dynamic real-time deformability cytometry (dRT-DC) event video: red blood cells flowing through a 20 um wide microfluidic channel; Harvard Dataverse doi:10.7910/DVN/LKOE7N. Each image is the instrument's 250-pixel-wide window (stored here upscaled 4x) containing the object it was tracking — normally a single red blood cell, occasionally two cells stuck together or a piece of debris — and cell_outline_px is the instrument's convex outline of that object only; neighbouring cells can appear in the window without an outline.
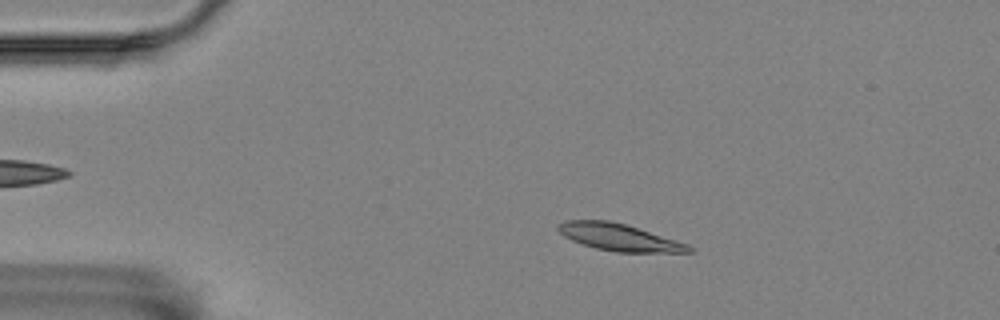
{"species": "Egyptian fruit bat (a non-hibernating species)", "species_latin": "Rousettus aegyptiacus", "temperature_condition": "room temperature", "stored_images_in_passage": 56, "camera_frame_rate_fps": 3000, "um_per_image_px": 0.085, "animal": {"sex": "female"}, "frame": {"image": 1, "passage_image": 10, "time_ms": 3.0, "image_size_px": [1000, 320], "cell_outline_px": [[692, 252], [616, 252], [596, 248], [572, 240], [564, 236], [556, 228], [556, 224], [564, 220], [608, 220], [624, 224], [676, 240], [688, 244], [692, 248]], "centroid_in_image_um": [52.58, 20.16], "position_along_channel_um": 32.4, "area_um2": 20.29}}
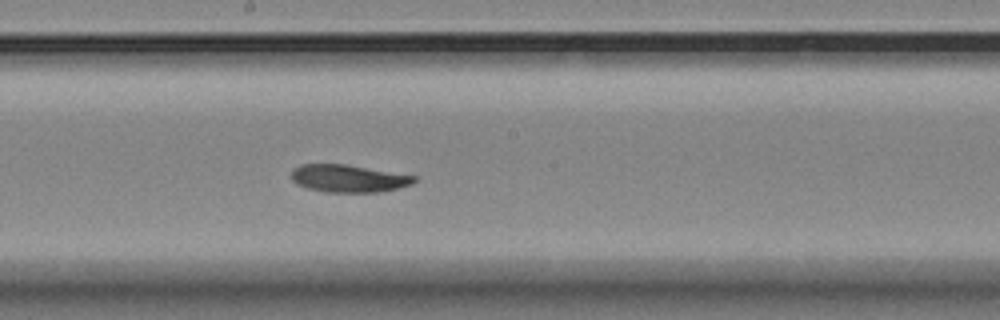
{"frame": {"image": 2, "passage_image": 30, "time_ms": 9.667, "image_size_px": [1000, 320], "cell_outline_px": [[416, 180], [412, 184], [400, 188], [380, 192], [324, 192], [308, 188], [296, 184], [292, 180], [292, 168], [300, 164], [344, 164], [416, 176]], "centroid_in_image_um": [29.6, 15.17], "position_along_channel_um": 218.6, "area_um2": 19.71}}
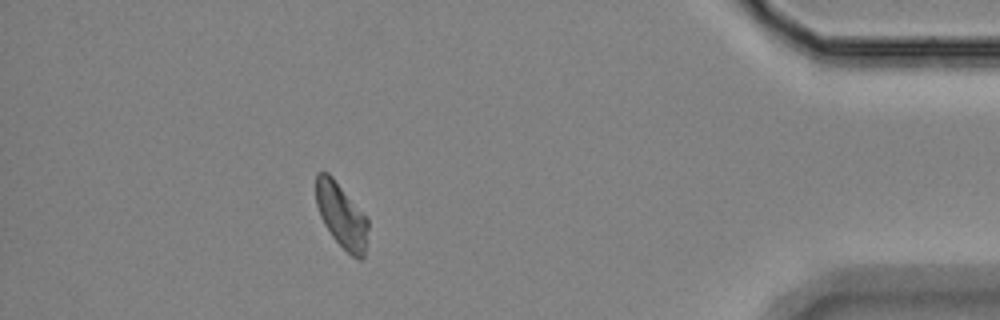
{"frame": {"image": 3, "passage_image": 50, "time_ms": 16.333, "image_size_px": [1000, 320], "cell_outline_px": [[368, 228], [364, 256], [360, 260], [352, 256], [332, 236], [324, 224], [320, 216], [316, 204], [316, 172], [328, 172], [332, 176], [368, 220]], "centroid_in_image_um": [29.0, 18.31], "position_along_channel_um": 406.2, "area_um2": 19.19}, "authors_computed_cell_mechanics": {"area_um2": 20.1433, "velocity_mm_per_s": 3.5023, "shape_relaxation_time_tau1_ms": 5.0016, "shape_relaxation_time_tau2_ms": null, "deformation_change_tau1": 0.128, "deformation_change_tau2": null}}